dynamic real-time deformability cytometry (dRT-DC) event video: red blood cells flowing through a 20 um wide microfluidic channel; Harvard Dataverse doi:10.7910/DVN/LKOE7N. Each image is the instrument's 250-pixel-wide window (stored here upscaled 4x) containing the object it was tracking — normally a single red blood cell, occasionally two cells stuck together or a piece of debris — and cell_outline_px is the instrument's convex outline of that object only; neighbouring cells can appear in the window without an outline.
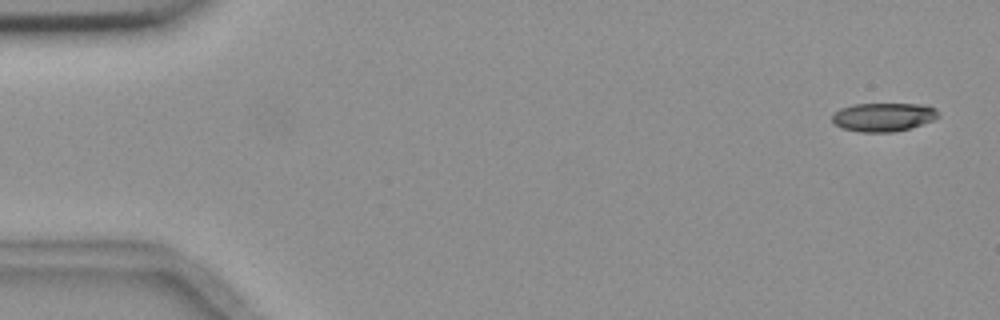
{"species": "common noctule bat (a hibernating species)", "species_latin": "Nyctalus noctula", "temperature_condition": "room temperature", "stored_images_in_passage": 4, "camera_frame_rate_fps": 3000, "um_per_image_px": 0.085, "animal": {"sex": "female", "body_mass_g": 18.4}, "frame": {"image": 1, "passage_image": 1, "time_ms": 0.0, "image_size_px": [1000, 320], "cell_outline_px": [[940, 116], [932, 120], [908, 128], [892, 132], [860, 132], [844, 128], [836, 124], [832, 120], [832, 112], [840, 108], [852, 104], [928, 104], [936, 108], [940, 112]], "centroid_in_image_um": [75.1, 9.92], "position_along_channel_um": 9.9, "area_um2": 17.74}}
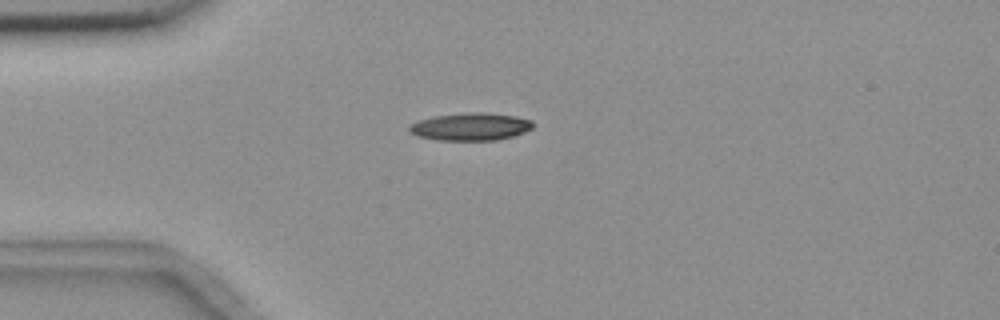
{"frame": {"image": 2, "passage_image": 4, "time_ms": 4.0, "image_size_px": [1000, 320], "cell_outline_px": [[536, 124], [532, 128], [524, 132], [512, 136], [496, 140], [440, 140], [416, 136], [408, 132], [408, 124], [432, 116], [468, 112], [484, 112], [516, 116], [532, 120]], "centroid_in_image_um": [39.98, 10.76], "position_along_channel_um": 45.0, "area_um2": 20.11}}